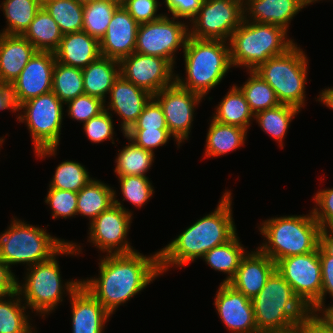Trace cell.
Instances as JSON below:
<instances>
[{
	"instance_id": "ac0fdd59",
	"label": "cell",
	"mask_w": 333,
	"mask_h": 333,
	"mask_svg": "<svg viewBox=\"0 0 333 333\" xmlns=\"http://www.w3.org/2000/svg\"><path fill=\"white\" fill-rule=\"evenodd\" d=\"M231 333H258L251 299L228 283H220L213 303Z\"/></svg>"
},
{
	"instance_id": "60d3db41",
	"label": "cell",
	"mask_w": 333,
	"mask_h": 333,
	"mask_svg": "<svg viewBox=\"0 0 333 333\" xmlns=\"http://www.w3.org/2000/svg\"><path fill=\"white\" fill-rule=\"evenodd\" d=\"M120 191L122 201H128L134 207L141 208L152 198L154 187L148 176H120Z\"/></svg>"
},
{
	"instance_id": "44dd1931",
	"label": "cell",
	"mask_w": 333,
	"mask_h": 333,
	"mask_svg": "<svg viewBox=\"0 0 333 333\" xmlns=\"http://www.w3.org/2000/svg\"><path fill=\"white\" fill-rule=\"evenodd\" d=\"M72 333H104L112 315L82 285L70 296Z\"/></svg>"
},
{
	"instance_id": "11a10c76",
	"label": "cell",
	"mask_w": 333,
	"mask_h": 333,
	"mask_svg": "<svg viewBox=\"0 0 333 333\" xmlns=\"http://www.w3.org/2000/svg\"><path fill=\"white\" fill-rule=\"evenodd\" d=\"M319 246L330 256H333V228L321 229Z\"/></svg>"
},
{
	"instance_id": "52a82bcc",
	"label": "cell",
	"mask_w": 333,
	"mask_h": 333,
	"mask_svg": "<svg viewBox=\"0 0 333 333\" xmlns=\"http://www.w3.org/2000/svg\"><path fill=\"white\" fill-rule=\"evenodd\" d=\"M251 302L258 332L289 328L310 312L277 270Z\"/></svg>"
},
{
	"instance_id": "f35d334b",
	"label": "cell",
	"mask_w": 333,
	"mask_h": 333,
	"mask_svg": "<svg viewBox=\"0 0 333 333\" xmlns=\"http://www.w3.org/2000/svg\"><path fill=\"white\" fill-rule=\"evenodd\" d=\"M52 92L64 103L84 93L82 69L55 62Z\"/></svg>"
},
{
	"instance_id": "4316f807",
	"label": "cell",
	"mask_w": 333,
	"mask_h": 333,
	"mask_svg": "<svg viewBox=\"0 0 333 333\" xmlns=\"http://www.w3.org/2000/svg\"><path fill=\"white\" fill-rule=\"evenodd\" d=\"M210 120L206 134L205 158L224 156L244 146L248 133L246 129L222 124L212 118Z\"/></svg>"
},
{
	"instance_id": "603a6c76",
	"label": "cell",
	"mask_w": 333,
	"mask_h": 333,
	"mask_svg": "<svg viewBox=\"0 0 333 333\" xmlns=\"http://www.w3.org/2000/svg\"><path fill=\"white\" fill-rule=\"evenodd\" d=\"M306 6L305 0H246L244 20L276 25L288 31L293 18Z\"/></svg>"
},
{
	"instance_id": "c3c4849f",
	"label": "cell",
	"mask_w": 333,
	"mask_h": 333,
	"mask_svg": "<svg viewBox=\"0 0 333 333\" xmlns=\"http://www.w3.org/2000/svg\"><path fill=\"white\" fill-rule=\"evenodd\" d=\"M160 3L158 0H126L123 7L138 23H148L160 19L164 14H157Z\"/></svg>"
},
{
	"instance_id": "ba28073f",
	"label": "cell",
	"mask_w": 333,
	"mask_h": 333,
	"mask_svg": "<svg viewBox=\"0 0 333 333\" xmlns=\"http://www.w3.org/2000/svg\"><path fill=\"white\" fill-rule=\"evenodd\" d=\"M14 216L0 234V259L10 268L25 264L28 268L55 255L67 242Z\"/></svg>"
},
{
	"instance_id": "4fadbf2b",
	"label": "cell",
	"mask_w": 333,
	"mask_h": 333,
	"mask_svg": "<svg viewBox=\"0 0 333 333\" xmlns=\"http://www.w3.org/2000/svg\"><path fill=\"white\" fill-rule=\"evenodd\" d=\"M244 20L240 0H203L196 16L188 22L189 36L195 39L229 41Z\"/></svg>"
},
{
	"instance_id": "bcb514c9",
	"label": "cell",
	"mask_w": 333,
	"mask_h": 333,
	"mask_svg": "<svg viewBox=\"0 0 333 333\" xmlns=\"http://www.w3.org/2000/svg\"><path fill=\"white\" fill-rule=\"evenodd\" d=\"M168 129L162 107L152 97L129 130Z\"/></svg>"
},
{
	"instance_id": "db71d44e",
	"label": "cell",
	"mask_w": 333,
	"mask_h": 333,
	"mask_svg": "<svg viewBox=\"0 0 333 333\" xmlns=\"http://www.w3.org/2000/svg\"><path fill=\"white\" fill-rule=\"evenodd\" d=\"M4 109H9L10 112L14 113L17 112L10 85L0 82V110Z\"/></svg>"
},
{
	"instance_id": "cb8c5ba5",
	"label": "cell",
	"mask_w": 333,
	"mask_h": 333,
	"mask_svg": "<svg viewBox=\"0 0 333 333\" xmlns=\"http://www.w3.org/2000/svg\"><path fill=\"white\" fill-rule=\"evenodd\" d=\"M36 52L23 35L0 33V82L11 85Z\"/></svg>"
},
{
	"instance_id": "94428289",
	"label": "cell",
	"mask_w": 333,
	"mask_h": 333,
	"mask_svg": "<svg viewBox=\"0 0 333 333\" xmlns=\"http://www.w3.org/2000/svg\"><path fill=\"white\" fill-rule=\"evenodd\" d=\"M320 2V1H322V0H305V2L308 4V5H310V4H313V3H315V2Z\"/></svg>"
},
{
	"instance_id": "d4e9b609",
	"label": "cell",
	"mask_w": 333,
	"mask_h": 333,
	"mask_svg": "<svg viewBox=\"0 0 333 333\" xmlns=\"http://www.w3.org/2000/svg\"><path fill=\"white\" fill-rule=\"evenodd\" d=\"M54 54L57 62L84 69L101 56L100 42L83 30L65 34Z\"/></svg>"
},
{
	"instance_id": "ee69618b",
	"label": "cell",
	"mask_w": 333,
	"mask_h": 333,
	"mask_svg": "<svg viewBox=\"0 0 333 333\" xmlns=\"http://www.w3.org/2000/svg\"><path fill=\"white\" fill-rule=\"evenodd\" d=\"M113 115H111L106 109H104L97 116H94L89 121L83 123V130L86 137L93 143H102L103 141L111 140L112 144H115L114 140V125Z\"/></svg>"
},
{
	"instance_id": "4dcf8cb0",
	"label": "cell",
	"mask_w": 333,
	"mask_h": 333,
	"mask_svg": "<svg viewBox=\"0 0 333 333\" xmlns=\"http://www.w3.org/2000/svg\"><path fill=\"white\" fill-rule=\"evenodd\" d=\"M23 303L17 290L10 294L0 295V333L36 332V327L32 326L30 322L32 319L29 318L30 315L26 311L28 307Z\"/></svg>"
},
{
	"instance_id": "5b68a950",
	"label": "cell",
	"mask_w": 333,
	"mask_h": 333,
	"mask_svg": "<svg viewBox=\"0 0 333 333\" xmlns=\"http://www.w3.org/2000/svg\"><path fill=\"white\" fill-rule=\"evenodd\" d=\"M258 229L262 244L257 248L275 263L282 258L315 251L319 246L320 225L312 211L262 220Z\"/></svg>"
},
{
	"instance_id": "d6986e66",
	"label": "cell",
	"mask_w": 333,
	"mask_h": 333,
	"mask_svg": "<svg viewBox=\"0 0 333 333\" xmlns=\"http://www.w3.org/2000/svg\"><path fill=\"white\" fill-rule=\"evenodd\" d=\"M108 97L109 102L107 101V105L104 103V108L111 115L114 113L119 116V120L121 118L119 125L124 135L137 121L153 95L119 75Z\"/></svg>"
},
{
	"instance_id": "484cf974",
	"label": "cell",
	"mask_w": 333,
	"mask_h": 333,
	"mask_svg": "<svg viewBox=\"0 0 333 333\" xmlns=\"http://www.w3.org/2000/svg\"><path fill=\"white\" fill-rule=\"evenodd\" d=\"M82 75L84 93L106 103V96L120 75V64L118 60L100 56L82 69Z\"/></svg>"
},
{
	"instance_id": "f6af8a7d",
	"label": "cell",
	"mask_w": 333,
	"mask_h": 333,
	"mask_svg": "<svg viewBox=\"0 0 333 333\" xmlns=\"http://www.w3.org/2000/svg\"><path fill=\"white\" fill-rule=\"evenodd\" d=\"M125 135L139 147L154 153L158 147H162L174 136L168 129L157 130H128Z\"/></svg>"
},
{
	"instance_id": "836d02e7",
	"label": "cell",
	"mask_w": 333,
	"mask_h": 333,
	"mask_svg": "<svg viewBox=\"0 0 333 333\" xmlns=\"http://www.w3.org/2000/svg\"><path fill=\"white\" fill-rule=\"evenodd\" d=\"M128 140V144L118 150L115 159L116 177L120 176H146V173L151 169L155 154L149 150H145L133 141H131L125 134L123 135Z\"/></svg>"
},
{
	"instance_id": "f546056e",
	"label": "cell",
	"mask_w": 333,
	"mask_h": 333,
	"mask_svg": "<svg viewBox=\"0 0 333 333\" xmlns=\"http://www.w3.org/2000/svg\"><path fill=\"white\" fill-rule=\"evenodd\" d=\"M244 247L236 233L226 243L206 252L201 259L212 269L227 274L222 283H228L235 276L242 258L248 252Z\"/></svg>"
},
{
	"instance_id": "f1b7e54d",
	"label": "cell",
	"mask_w": 333,
	"mask_h": 333,
	"mask_svg": "<svg viewBox=\"0 0 333 333\" xmlns=\"http://www.w3.org/2000/svg\"><path fill=\"white\" fill-rule=\"evenodd\" d=\"M114 204V189L93 178L77 192V215L87 217L89 224Z\"/></svg>"
},
{
	"instance_id": "7bdbcfd3",
	"label": "cell",
	"mask_w": 333,
	"mask_h": 333,
	"mask_svg": "<svg viewBox=\"0 0 333 333\" xmlns=\"http://www.w3.org/2000/svg\"><path fill=\"white\" fill-rule=\"evenodd\" d=\"M65 105L68 107L67 116L80 123L89 121L105 109L100 98L86 94L68 101Z\"/></svg>"
},
{
	"instance_id": "1f68e13d",
	"label": "cell",
	"mask_w": 333,
	"mask_h": 333,
	"mask_svg": "<svg viewBox=\"0 0 333 333\" xmlns=\"http://www.w3.org/2000/svg\"><path fill=\"white\" fill-rule=\"evenodd\" d=\"M23 36L37 51L55 52L63 37L56 21L41 7Z\"/></svg>"
},
{
	"instance_id": "ffe728a7",
	"label": "cell",
	"mask_w": 333,
	"mask_h": 333,
	"mask_svg": "<svg viewBox=\"0 0 333 333\" xmlns=\"http://www.w3.org/2000/svg\"><path fill=\"white\" fill-rule=\"evenodd\" d=\"M139 25L123 6H119L99 41L101 56L120 61L134 53Z\"/></svg>"
},
{
	"instance_id": "d590c367",
	"label": "cell",
	"mask_w": 333,
	"mask_h": 333,
	"mask_svg": "<svg viewBox=\"0 0 333 333\" xmlns=\"http://www.w3.org/2000/svg\"><path fill=\"white\" fill-rule=\"evenodd\" d=\"M84 2L79 0H42V7L56 21L63 35L82 31Z\"/></svg>"
},
{
	"instance_id": "2e32d148",
	"label": "cell",
	"mask_w": 333,
	"mask_h": 333,
	"mask_svg": "<svg viewBox=\"0 0 333 333\" xmlns=\"http://www.w3.org/2000/svg\"><path fill=\"white\" fill-rule=\"evenodd\" d=\"M119 64L120 75L124 79L151 95L175 83L176 67L165 58L134 52L122 58Z\"/></svg>"
},
{
	"instance_id": "8fae6325",
	"label": "cell",
	"mask_w": 333,
	"mask_h": 333,
	"mask_svg": "<svg viewBox=\"0 0 333 333\" xmlns=\"http://www.w3.org/2000/svg\"><path fill=\"white\" fill-rule=\"evenodd\" d=\"M189 36L188 22L163 15L160 19L139 25L135 52L167 59L174 67L176 53L184 50Z\"/></svg>"
},
{
	"instance_id": "b9f144b4",
	"label": "cell",
	"mask_w": 333,
	"mask_h": 333,
	"mask_svg": "<svg viewBox=\"0 0 333 333\" xmlns=\"http://www.w3.org/2000/svg\"><path fill=\"white\" fill-rule=\"evenodd\" d=\"M45 203L52 210V218H71L77 215V193L69 190L49 188Z\"/></svg>"
},
{
	"instance_id": "681fc988",
	"label": "cell",
	"mask_w": 333,
	"mask_h": 333,
	"mask_svg": "<svg viewBox=\"0 0 333 333\" xmlns=\"http://www.w3.org/2000/svg\"><path fill=\"white\" fill-rule=\"evenodd\" d=\"M163 4L167 7L168 13H164V15H168L171 13L172 17L177 19H187V21H191L196 14L199 12L201 8V4L203 0H163Z\"/></svg>"
},
{
	"instance_id": "7dc6e473",
	"label": "cell",
	"mask_w": 333,
	"mask_h": 333,
	"mask_svg": "<svg viewBox=\"0 0 333 333\" xmlns=\"http://www.w3.org/2000/svg\"><path fill=\"white\" fill-rule=\"evenodd\" d=\"M313 201L316 206L311 211L320 228H333V187L318 190Z\"/></svg>"
},
{
	"instance_id": "6125c7cd",
	"label": "cell",
	"mask_w": 333,
	"mask_h": 333,
	"mask_svg": "<svg viewBox=\"0 0 333 333\" xmlns=\"http://www.w3.org/2000/svg\"><path fill=\"white\" fill-rule=\"evenodd\" d=\"M4 140H5V137H4V136H3L2 138H0V146H1V147H2V143L5 142ZM1 147H0V148H1Z\"/></svg>"
},
{
	"instance_id": "3957f363",
	"label": "cell",
	"mask_w": 333,
	"mask_h": 333,
	"mask_svg": "<svg viewBox=\"0 0 333 333\" xmlns=\"http://www.w3.org/2000/svg\"><path fill=\"white\" fill-rule=\"evenodd\" d=\"M82 247L68 241L50 259L26 268L24 281L17 280V291L24 304L43 318L54 312L57 305L63 302V296L71 295L80 285L81 279L61 280L60 265L57 256H76L82 253ZM63 281L65 283H63ZM66 291V292H65ZM64 294V295H63ZM25 300V301H24Z\"/></svg>"
},
{
	"instance_id": "83f0119b",
	"label": "cell",
	"mask_w": 333,
	"mask_h": 333,
	"mask_svg": "<svg viewBox=\"0 0 333 333\" xmlns=\"http://www.w3.org/2000/svg\"><path fill=\"white\" fill-rule=\"evenodd\" d=\"M218 103V106L215 107L216 111L211 117L213 120L222 124L241 127L248 131L252 124L251 121L254 120V114L250 110L244 93L237 84L232 85Z\"/></svg>"
},
{
	"instance_id": "f907efd6",
	"label": "cell",
	"mask_w": 333,
	"mask_h": 333,
	"mask_svg": "<svg viewBox=\"0 0 333 333\" xmlns=\"http://www.w3.org/2000/svg\"><path fill=\"white\" fill-rule=\"evenodd\" d=\"M319 258L321 261L322 291L320 296V310L326 306V296L333 300V256L328 255L319 246ZM325 300V301H324Z\"/></svg>"
},
{
	"instance_id": "e575fe53",
	"label": "cell",
	"mask_w": 333,
	"mask_h": 333,
	"mask_svg": "<svg viewBox=\"0 0 333 333\" xmlns=\"http://www.w3.org/2000/svg\"><path fill=\"white\" fill-rule=\"evenodd\" d=\"M298 108L287 104H280L277 107L258 112L254 120L261 130L271 136L279 146L283 148V140L288 128L295 116L300 112Z\"/></svg>"
},
{
	"instance_id": "277c9868",
	"label": "cell",
	"mask_w": 333,
	"mask_h": 333,
	"mask_svg": "<svg viewBox=\"0 0 333 333\" xmlns=\"http://www.w3.org/2000/svg\"><path fill=\"white\" fill-rule=\"evenodd\" d=\"M183 53L186 77L175 74V83L204 99L233 67L229 43L224 40L195 39L188 36Z\"/></svg>"
},
{
	"instance_id": "680465c9",
	"label": "cell",
	"mask_w": 333,
	"mask_h": 333,
	"mask_svg": "<svg viewBox=\"0 0 333 333\" xmlns=\"http://www.w3.org/2000/svg\"><path fill=\"white\" fill-rule=\"evenodd\" d=\"M319 313L330 323L333 327V304L324 306Z\"/></svg>"
},
{
	"instance_id": "9a60e30c",
	"label": "cell",
	"mask_w": 333,
	"mask_h": 333,
	"mask_svg": "<svg viewBox=\"0 0 333 333\" xmlns=\"http://www.w3.org/2000/svg\"><path fill=\"white\" fill-rule=\"evenodd\" d=\"M162 107L169 132L180 147L189 139L196 106L204 99L201 95L178 86L176 83L153 95Z\"/></svg>"
},
{
	"instance_id": "30bf717a",
	"label": "cell",
	"mask_w": 333,
	"mask_h": 333,
	"mask_svg": "<svg viewBox=\"0 0 333 333\" xmlns=\"http://www.w3.org/2000/svg\"><path fill=\"white\" fill-rule=\"evenodd\" d=\"M297 43L282 55L269 58L254 71L275 91L280 104L305 106L309 62Z\"/></svg>"
},
{
	"instance_id": "5bb4252c",
	"label": "cell",
	"mask_w": 333,
	"mask_h": 333,
	"mask_svg": "<svg viewBox=\"0 0 333 333\" xmlns=\"http://www.w3.org/2000/svg\"><path fill=\"white\" fill-rule=\"evenodd\" d=\"M116 197L114 190V204L98 215L88 228V242L106 255L136 251L127 238L133 213Z\"/></svg>"
},
{
	"instance_id": "9f6ffc18",
	"label": "cell",
	"mask_w": 333,
	"mask_h": 333,
	"mask_svg": "<svg viewBox=\"0 0 333 333\" xmlns=\"http://www.w3.org/2000/svg\"><path fill=\"white\" fill-rule=\"evenodd\" d=\"M318 102L333 110V87H328L319 92Z\"/></svg>"
},
{
	"instance_id": "6f0895ef",
	"label": "cell",
	"mask_w": 333,
	"mask_h": 333,
	"mask_svg": "<svg viewBox=\"0 0 333 333\" xmlns=\"http://www.w3.org/2000/svg\"><path fill=\"white\" fill-rule=\"evenodd\" d=\"M258 333H306V331L305 326L302 323H299L282 330L261 331Z\"/></svg>"
},
{
	"instance_id": "816d5d0a",
	"label": "cell",
	"mask_w": 333,
	"mask_h": 333,
	"mask_svg": "<svg viewBox=\"0 0 333 333\" xmlns=\"http://www.w3.org/2000/svg\"><path fill=\"white\" fill-rule=\"evenodd\" d=\"M306 333H333V327L319 312H309L301 322Z\"/></svg>"
},
{
	"instance_id": "e0dca14e",
	"label": "cell",
	"mask_w": 333,
	"mask_h": 333,
	"mask_svg": "<svg viewBox=\"0 0 333 333\" xmlns=\"http://www.w3.org/2000/svg\"><path fill=\"white\" fill-rule=\"evenodd\" d=\"M55 62L53 52L37 51L33 55L10 85L16 107L29 99L52 91Z\"/></svg>"
},
{
	"instance_id": "7c38bea8",
	"label": "cell",
	"mask_w": 333,
	"mask_h": 333,
	"mask_svg": "<svg viewBox=\"0 0 333 333\" xmlns=\"http://www.w3.org/2000/svg\"><path fill=\"white\" fill-rule=\"evenodd\" d=\"M275 264L277 272L290 284L302 303L311 312H319L322 291L319 246L313 252L282 258Z\"/></svg>"
},
{
	"instance_id": "6da1fadb",
	"label": "cell",
	"mask_w": 333,
	"mask_h": 333,
	"mask_svg": "<svg viewBox=\"0 0 333 333\" xmlns=\"http://www.w3.org/2000/svg\"><path fill=\"white\" fill-rule=\"evenodd\" d=\"M100 258L98 277L81 279V285L111 315L162 275L159 251L149 256L136 250L127 254H107Z\"/></svg>"
},
{
	"instance_id": "8992f818",
	"label": "cell",
	"mask_w": 333,
	"mask_h": 333,
	"mask_svg": "<svg viewBox=\"0 0 333 333\" xmlns=\"http://www.w3.org/2000/svg\"><path fill=\"white\" fill-rule=\"evenodd\" d=\"M288 33L276 25L243 20L228 41L232 66L255 70L269 58L284 54L296 44Z\"/></svg>"
},
{
	"instance_id": "d6a6232c",
	"label": "cell",
	"mask_w": 333,
	"mask_h": 333,
	"mask_svg": "<svg viewBox=\"0 0 333 333\" xmlns=\"http://www.w3.org/2000/svg\"><path fill=\"white\" fill-rule=\"evenodd\" d=\"M41 7L42 0H3L0 9L7 19V26L0 33L23 35Z\"/></svg>"
},
{
	"instance_id": "8d00e7d4",
	"label": "cell",
	"mask_w": 333,
	"mask_h": 333,
	"mask_svg": "<svg viewBox=\"0 0 333 333\" xmlns=\"http://www.w3.org/2000/svg\"><path fill=\"white\" fill-rule=\"evenodd\" d=\"M119 6L108 0H89L83 6L82 30L101 40L106 33L112 15Z\"/></svg>"
},
{
	"instance_id": "f5cc1de1",
	"label": "cell",
	"mask_w": 333,
	"mask_h": 333,
	"mask_svg": "<svg viewBox=\"0 0 333 333\" xmlns=\"http://www.w3.org/2000/svg\"><path fill=\"white\" fill-rule=\"evenodd\" d=\"M11 268L0 259V295L13 293L17 290L18 278Z\"/></svg>"
},
{
	"instance_id": "7a4b0ae2",
	"label": "cell",
	"mask_w": 333,
	"mask_h": 333,
	"mask_svg": "<svg viewBox=\"0 0 333 333\" xmlns=\"http://www.w3.org/2000/svg\"><path fill=\"white\" fill-rule=\"evenodd\" d=\"M232 193L226 190L213 212L188 226L159 250L162 276L171 267L179 269L206 252L229 241L237 232L232 211Z\"/></svg>"
},
{
	"instance_id": "7402d4cb",
	"label": "cell",
	"mask_w": 333,
	"mask_h": 333,
	"mask_svg": "<svg viewBox=\"0 0 333 333\" xmlns=\"http://www.w3.org/2000/svg\"><path fill=\"white\" fill-rule=\"evenodd\" d=\"M275 270V262L256 248L248 251L242 258L235 276L228 284L252 299L262 290Z\"/></svg>"
},
{
	"instance_id": "9c48e42d",
	"label": "cell",
	"mask_w": 333,
	"mask_h": 333,
	"mask_svg": "<svg viewBox=\"0 0 333 333\" xmlns=\"http://www.w3.org/2000/svg\"><path fill=\"white\" fill-rule=\"evenodd\" d=\"M63 108L64 103L52 91L29 99L17 107V120L27 126L35 156L43 159L57 154Z\"/></svg>"
},
{
	"instance_id": "91938a15",
	"label": "cell",
	"mask_w": 333,
	"mask_h": 333,
	"mask_svg": "<svg viewBox=\"0 0 333 333\" xmlns=\"http://www.w3.org/2000/svg\"><path fill=\"white\" fill-rule=\"evenodd\" d=\"M110 2H113L115 4H117L118 6H123L126 2V0H108Z\"/></svg>"
},
{
	"instance_id": "74e56055",
	"label": "cell",
	"mask_w": 333,
	"mask_h": 333,
	"mask_svg": "<svg viewBox=\"0 0 333 333\" xmlns=\"http://www.w3.org/2000/svg\"><path fill=\"white\" fill-rule=\"evenodd\" d=\"M249 78L240 85L250 110L254 115L258 112L271 109L280 105L275 91L254 70H248Z\"/></svg>"
},
{
	"instance_id": "ab89813d",
	"label": "cell",
	"mask_w": 333,
	"mask_h": 333,
	"mask_svg": "<svg viewBox=\"0 0 333 333\" xmlns=\"http://www.w3.org/2000/svg\"><path fill=\"white\" fill-rule=\"evenodd\" d=\"M92 180L88 170L79 162L65 160L57 165L49 188L78 192Z\"/></svg>"
}]
</instances>
